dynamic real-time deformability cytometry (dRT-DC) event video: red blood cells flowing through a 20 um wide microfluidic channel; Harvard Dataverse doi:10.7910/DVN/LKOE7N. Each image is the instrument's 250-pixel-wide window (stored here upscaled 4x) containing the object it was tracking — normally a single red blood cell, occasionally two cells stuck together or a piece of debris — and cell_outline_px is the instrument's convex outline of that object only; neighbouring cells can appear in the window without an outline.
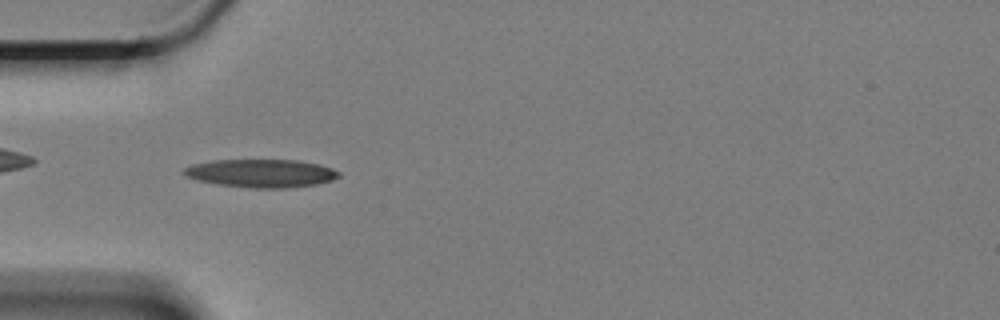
{"species": "Egyptian fruit bat (a non-hibernating species)", "species_latin": "Rousettus aegyptiacus", "temperature_condition": "cold", "stored_images_in_passage": 44, "camera_frame_rate_fps": 3000, "um_per_image_px": 0.085, "animal": {"sex": "female"}, "frame": {"image": 1, "passage_image": 3, "time_ms": 0.667, "image_size_px": [1000, 320], "cell_outline_px": [[340, 176], [332, 180], [316, 184], [288, 188], [248, 188], [216, 184], [196, 180], [184, 176], [180, 172], [184, 168], [192, 164], [212, 160], [296, 160], [320, 164], [332, 168], [340, 172]], "centroid_in_image_um": [22.15, 14.73], "position_along_channel_um": 62.8, "area_um2": 25.72}}
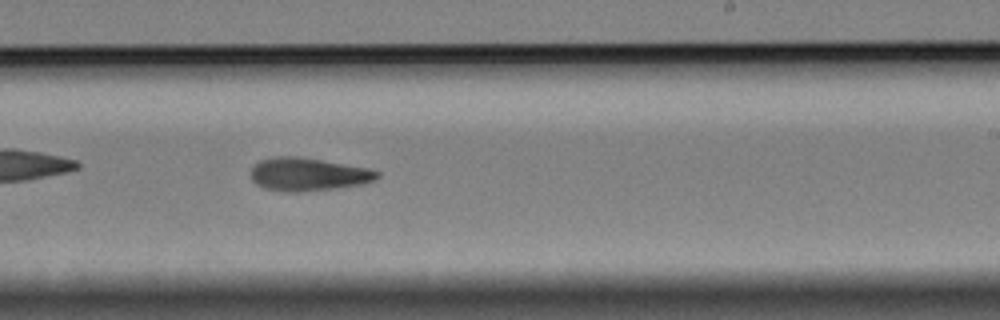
{"frame": {"image": 2, "passage_image": 21, "time_ms": 6.667, "image_size_px": [1000, 320], "cell_outline_px": [[380, 176], [372, 180], [360, 184], [336, 188], [300, 192], [284, 192], [264, 188], [256, 184], [252, 180], [252, 168], [260, 160], [276, 156], [292, 156], [320, 160], [368, 168], [380, 172]], "centroid_in_image_um": [26.16, 14.83], "position_along_channel_um": 262.8, "area_um2": 24.04}}
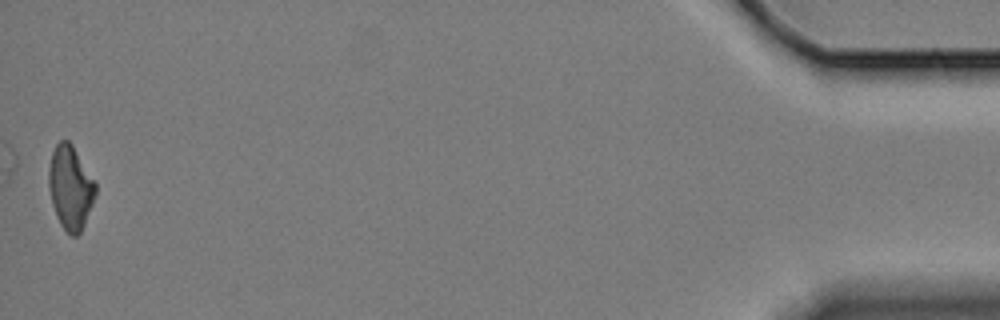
{"frame": {"image": 3, "passage_image": 44, "time_ms": 14.333, "image_size_px": [1000, 320], "cell_outline_px": [[96, 196], [84, 224], [80, 232], [76, 236], [72, 236], [60, 224], [56, 216], [52, 204], [48, 188], [48, 172], [52, 152], [56, 144], [60, 140], [68, 140], [72, 144], [96, 184]], "centroid_in_image_um": [5.97, 15.94], "position_along_channel_um": 429.2, "area_um2": 22.72}, "authors_computed_cell_mechanics": {"area_um2": 23.8714, "velocity_mm_per_s": 3.3406, "shape_relaxation_time_tau1_ms": null, "shape_relaxation_time_tau2_ms": 11.3714, "deformation_change_tau1": null, "deformation_change_tau2": 0.2274}}